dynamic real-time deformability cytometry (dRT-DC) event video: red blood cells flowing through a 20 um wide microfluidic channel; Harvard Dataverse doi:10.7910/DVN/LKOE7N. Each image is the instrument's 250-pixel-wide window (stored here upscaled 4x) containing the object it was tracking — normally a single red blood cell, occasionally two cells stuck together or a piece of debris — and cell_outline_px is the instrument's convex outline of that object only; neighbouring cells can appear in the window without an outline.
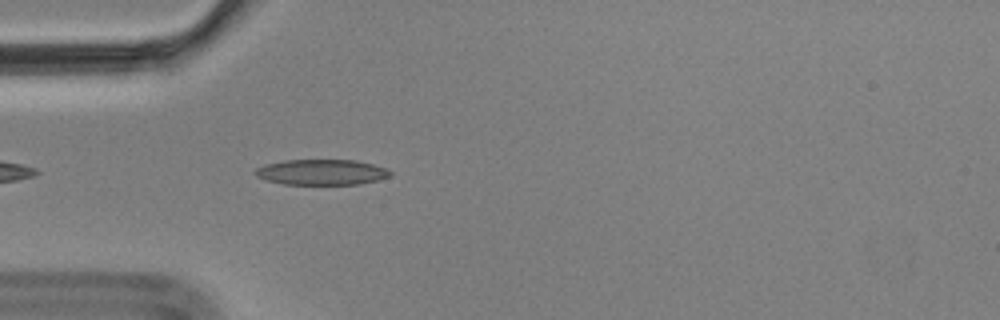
{"species": "Egyptian fruit bat (a non-hibernating species)", "species_latin": "Rousettus aegyptiacus", "temperature_condition": "cold", "stored_images_in_passage": 3, "camera_frame_rate_fps": 3000, "um_per_image_px": 0.085, "animal": {"sex": "male"}, "frame": {"image": 1, "passage_image": 3, "time_ms": 0.667, "image_size_px": [1000, 320], "cell_outline_px": [[392, 176], [360, 184], [284, 184], [268, 180], [256, 176], [252, 172], [256, 168], [264, 164], [284, 160], [356, 160], [388, 168], [392, 172]], "centroid_in_image_um": [27.34, 14.62], "position_along_channel_um": 57.7, "area_um2": 20.17}}